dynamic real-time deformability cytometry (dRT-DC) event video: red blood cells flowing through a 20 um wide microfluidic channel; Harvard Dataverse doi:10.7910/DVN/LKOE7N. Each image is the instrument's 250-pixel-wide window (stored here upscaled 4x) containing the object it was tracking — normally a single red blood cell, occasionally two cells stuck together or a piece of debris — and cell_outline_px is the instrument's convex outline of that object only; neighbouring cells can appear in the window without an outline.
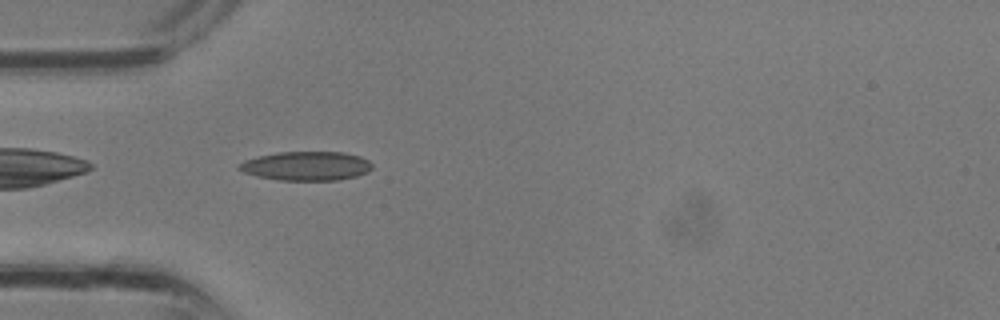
{"species": "common noctule bat (a hibernating species)", "species_latin": "Nyctalus noctula", "temperature_condition": "room temperature", "stored_images_in_passage": 16, "camera_frame_rate_fps": 3000, "um_per_image_px": 0.085, "animal": {"sex": "male", "body_mass_g": 13.3}, "frame": {"image": 1, "passage_image": 10, "time_ms": 3.0, "image_size_px": [1000, 320], "cell_outline_px": [[372, 168], [368, 172], [356, 176], [340, 180], [280, 180], [256, 176], [244, 172], [236, 168], [236, 164], [244, 160], [276, 152], [344, 152], [360, 156], [368, 160], [372, 164]], "centroid_in_image_um": [26.03, 14.1], "position_along_channel_um": 59.0, "area_um2": 22.66}}
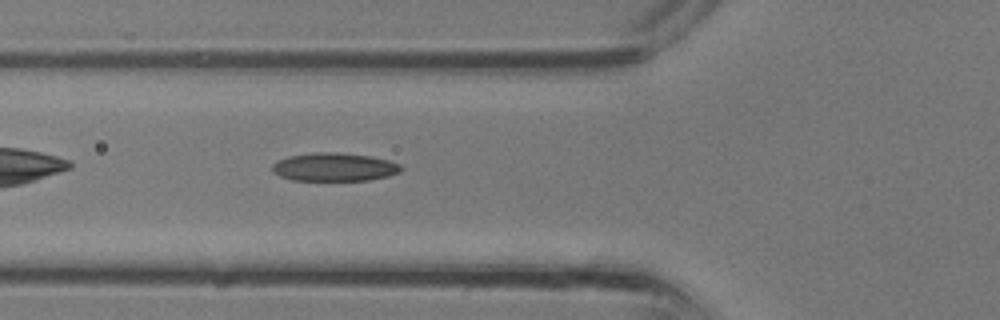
{"frame": {"image": 2, "passage_image": 12, "time_ms": 3.667, "image_size_px": [1000, 320], "cell_outline_px": [[404, 168], [400, 172], [388, 176], [368, 180], [292, 180], [280, 176], [272, 172], [272, 164], [288, 156], [316, 152], [336, 152], [372, 156], [388, 160], [400, 164]], "centroid_in_image_um": [28.43, 14.19], "position_along_channel_um": 97.4, "area_um2": 21.27}}
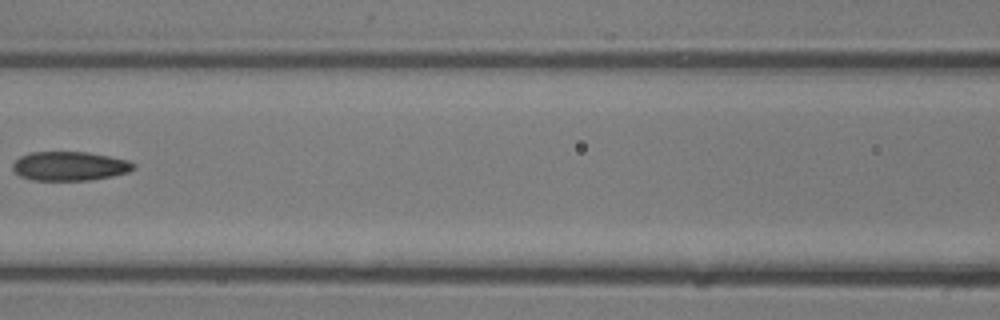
{"frame": {"image": 3, "passage_image": 15, "time_ms": 4.667, "image_size_px": [1000, 320], "cell_outline_px": [[136, 168], [128, 172], [112, 176], [88, 180], [32, 180], [20, 176], [12, 168], [12, 164], [20, 156], [32, 152], [88, 152], [128, 160], [136, 164]], "centroid_in_image_um": [5.93, 14.11], "position_along_channel_um": 160.7, "area_um2": 20.46}}